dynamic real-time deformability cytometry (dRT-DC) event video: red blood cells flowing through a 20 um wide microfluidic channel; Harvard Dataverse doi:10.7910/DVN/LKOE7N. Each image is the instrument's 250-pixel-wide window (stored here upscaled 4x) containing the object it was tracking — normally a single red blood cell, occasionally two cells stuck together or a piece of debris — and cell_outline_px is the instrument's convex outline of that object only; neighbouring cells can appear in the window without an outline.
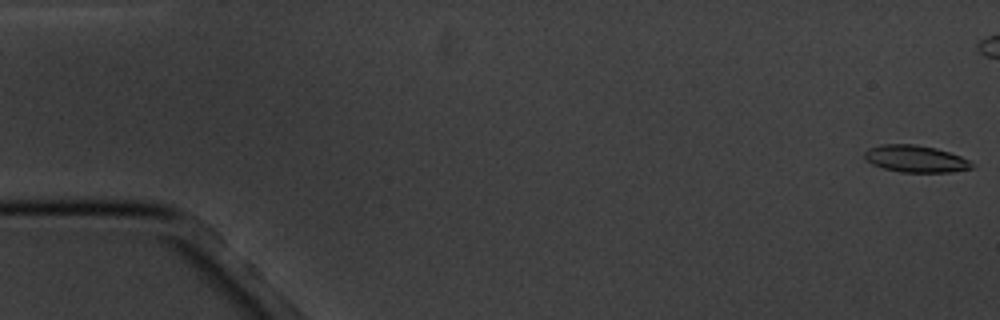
{"species": "common noctule bat (a hibernating species)", "species_latin": "Nyctalus noctula", "temperature_condition": "cold", "stored_images_in_passage": 12, "camera_frame_rate_fps": 3000, "um_per_image_px": 0.085, "animal": {"sex": "male", "body_mass_g": 20.1, "forearm_length_mm": 53.5}, "frame": {"image": 1, "passage_image": 1, "time_ms": 0.0, "image_size_px": [1000, 320], "cell_outline_px": [[972, 168], [952, 172], [904, 172], [884, 168], [872, 164], [864, 160], [864, 152], [868, 148], [880, 144], [912, 144], [936, 148], [960, 156], [968, 160], [972, 164]], "centroid_in_image_um": [77.77, 13.49], "position_along_channel_um": 7.2, "area_um2": 16.76}}
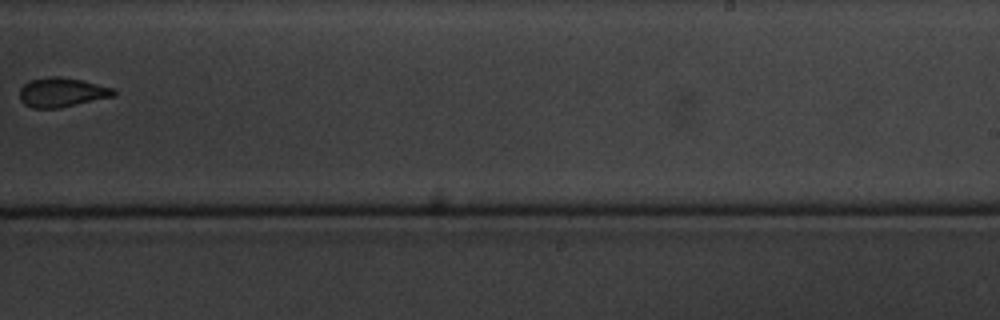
{"frame": {"image": 2, "passage_image": 12, "time_ms": 13.667, "image_size_px": [1000, 320], "cell_outline_px": [[116, 96], [60, 108], [32, 108], [24, 104], [20, 100], [20, 88], [24, 84], [32, 80], [48, 76], [60, 76], [84, 80], [112, 88], [116, 92]], "centroid_in_image_um": [5.27, 7.85], "position_along_channel_um": 283.7, "area_um2": 16.24}}